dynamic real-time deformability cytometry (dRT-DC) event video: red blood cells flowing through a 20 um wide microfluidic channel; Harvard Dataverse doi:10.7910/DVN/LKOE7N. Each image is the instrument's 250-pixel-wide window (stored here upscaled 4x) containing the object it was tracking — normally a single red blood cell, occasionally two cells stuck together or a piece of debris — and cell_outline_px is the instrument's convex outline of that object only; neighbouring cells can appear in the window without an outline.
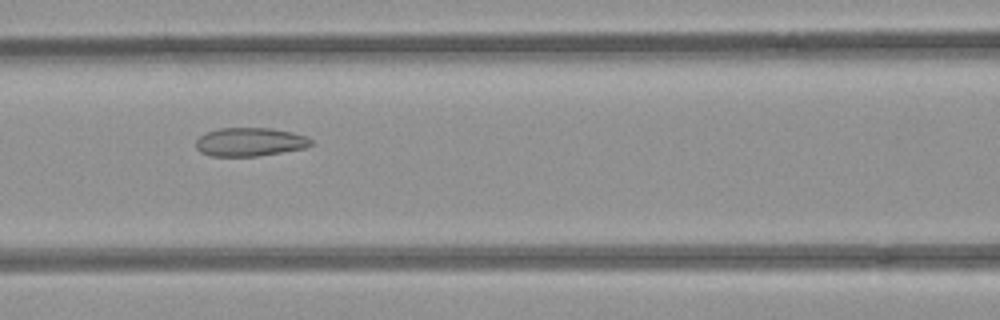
{"species": "common noctule bat (a hibernating species)", "species_latin": "Nyctalus noctula", "temperature_condition": "room temperature", "stored_images_in_passage": 9, "camera_frame_rate_fps": 3000, "um_per_image_px": 0.085, "animal": {"sex": "female", "body_mass_g": 21.9}, "frame": {"image": 1, "passage_image": 6, "time_ms": 1.667, "image_size_px": [1000, 320], "cell_outline_px": [[312, 144], [304, 148], [256, 156], [208, 156], [200, 152], [196, 148], [196, 140], [204, 132], [220, 128], [272, 128], [292, 132], [308, 136], [312, 140]], "centroid_in_image_um": [21.21, 12.06], "position_along_channel_um": 145.4, "area_um2": 19.25}}